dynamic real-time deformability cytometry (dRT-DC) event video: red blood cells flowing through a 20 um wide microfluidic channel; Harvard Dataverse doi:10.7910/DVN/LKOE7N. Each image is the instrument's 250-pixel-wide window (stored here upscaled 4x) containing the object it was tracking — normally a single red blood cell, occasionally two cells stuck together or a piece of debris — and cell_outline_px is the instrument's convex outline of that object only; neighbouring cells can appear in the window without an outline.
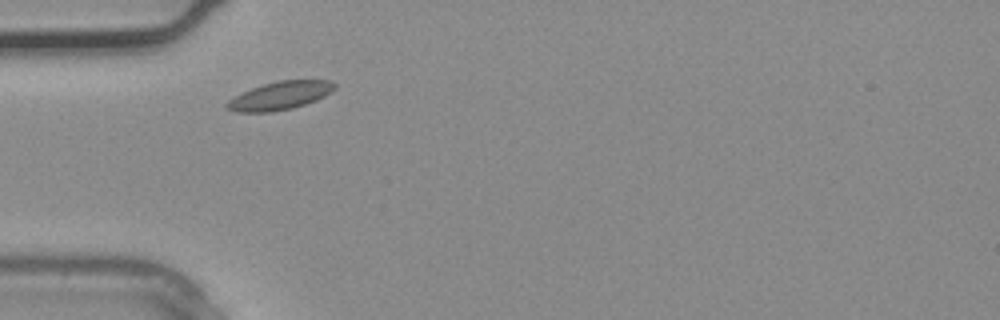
{"species": "common noctule bat (a hibernating species)", "species_latin": "Nyctalus noctula", "temperature_condition": "warm", "stored_images_in_passage": 1, "camera_frame_rate_fps": 3000, "um_per_image_px": 0.085, "animal": {"sex": "male", "body_mass_g": 20.4}, "frame": {"image": 1, "passage_image": 1, "time_ms": 0.0, "image_size_px": [1000, 320], "cell_outline_px": [[336, 88], [332, 92], [316, 100], [292, 108], [272, 112], [236, 112], [224, 108], [224, 104], [228, 100], [252, 88], [264, 84], [280, 80], [332, 80], [336, 84]], "centroid_in_image_um": [23.81, 8.13], "position_along_channel_um": 61.2, "area_um2": 17.69}}